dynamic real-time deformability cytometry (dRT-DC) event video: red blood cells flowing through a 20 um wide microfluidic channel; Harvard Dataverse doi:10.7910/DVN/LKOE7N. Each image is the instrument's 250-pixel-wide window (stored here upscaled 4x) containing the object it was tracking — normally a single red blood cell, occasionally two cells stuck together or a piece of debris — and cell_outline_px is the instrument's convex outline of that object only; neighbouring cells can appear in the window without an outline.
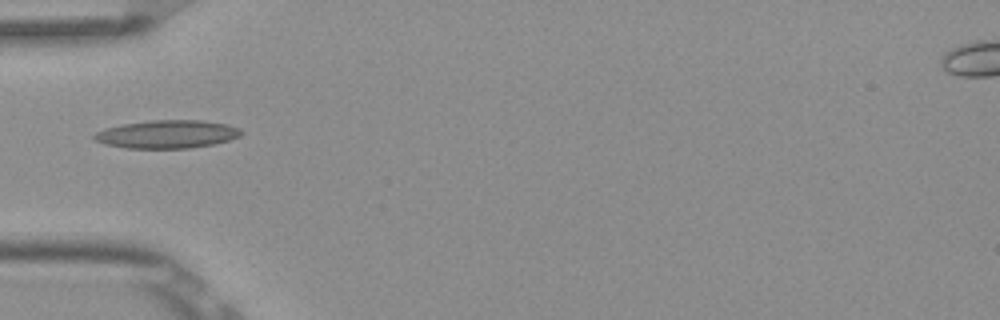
{"species": "Egyptian fruit bat (a non-hibernating species)", "species_latin": "Rousettus aegyptiacus", "temperature_condition": "room temperature", "stored_images_in_passage": 5, "camera_frame_rate_fps": 3000, "um_per_image_px": 0.085, "frame": {"image": 1, "passage_image": 5, "time_ms": 1.333, "image_size_px": [1000, 320], "cell_outline_px": [[244, 132], [240, 136], [228, 140], [212, 144], [188, 148], [124, 148], [104, 144], [92, 140], [92, 136], [96, 132], [104, 128], [124, 124], [148, 120], [204, 120], [224, 124], [240, 128]], "centroid_in_image_um": [14.16, 11.4], "position_along_channel_um": 70.8, "area_um2": 24.16}}